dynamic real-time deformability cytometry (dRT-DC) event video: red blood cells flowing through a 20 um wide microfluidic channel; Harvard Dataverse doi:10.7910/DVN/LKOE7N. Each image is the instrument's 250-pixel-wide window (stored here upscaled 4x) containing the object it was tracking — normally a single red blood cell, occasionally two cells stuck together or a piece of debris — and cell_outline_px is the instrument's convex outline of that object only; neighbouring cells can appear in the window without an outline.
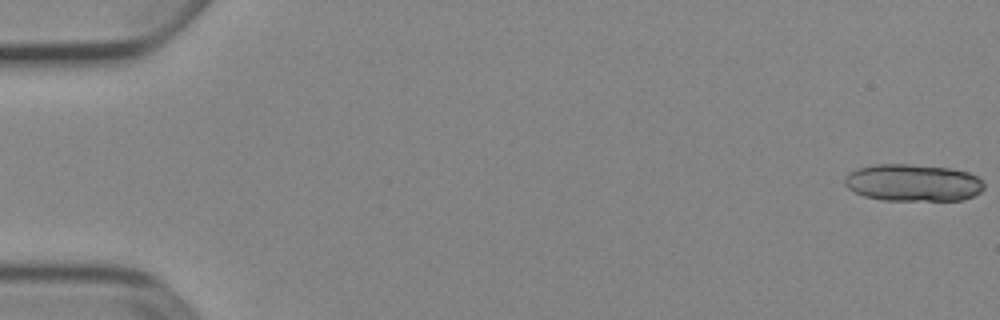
{"species": "Egyptian fruit bat (a non-hibernating species)", "species_latin": "Rousettus aegyptiacus", "temperature_condition": "cold", "stored_images_in_passage": 23, "camera_frame_rate_fps": 3000, "um_per_image_px": 0.085, "animal": {"sex": "female"}, "frame": {"image": 1, "passage_image": 1, "time_ms": 0.0, "image_size_px": [1000, 320], "cell_outline_px": [[984, 188], [980, 192], [964, 200], [884, 200], [864, 196], [848, 188], [844, 184], [844, 176], [848, 172], [856, 168], [876, 164], [908, 164], [952, 168], [968, 172], [976, 176], [984, 184]], "centroid_in_image_um": [77.58, 15.52], "position_along_channel_um": 7.4, "area_um2": 30.29}}